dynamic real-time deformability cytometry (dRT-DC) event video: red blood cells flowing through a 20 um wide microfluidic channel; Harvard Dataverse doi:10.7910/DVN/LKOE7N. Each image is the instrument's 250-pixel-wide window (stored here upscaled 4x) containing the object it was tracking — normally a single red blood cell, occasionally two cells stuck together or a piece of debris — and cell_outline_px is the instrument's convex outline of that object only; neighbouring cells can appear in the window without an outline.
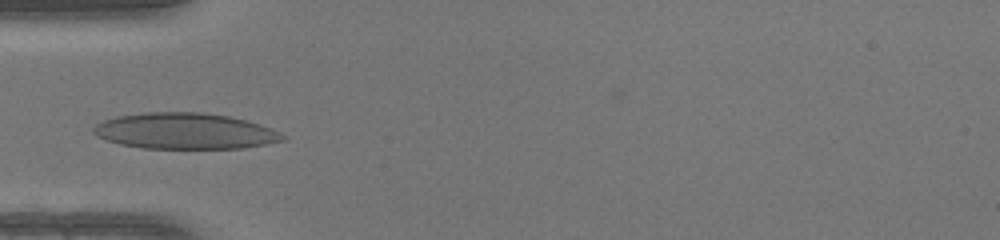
{"species": "human", "species_latin": "Homo sapiens", "temperature_condition": "warm", "stored_images_in_passage": 47, "camera_frame_rate_fps": 3000, "um_per_image_px": 0.085, "donor": {"sex": "female"}, "frame": {"image": 1, "passage_image": 15, "time_ms": 4.667, "image_size_px": [1000, 240], "cell_outline_px": [[288, 140], [244, 148], [144, 148], [120, 144], [96, 136], [92, 132], [92, 128], [96, 124], [104, 120], [116, 116], [148, 112], [200, 112], [228, 116], [260, 124], [272, 128], [288, 136]], "centroid_in_image_um": [15.75, 11.14], "position_along_channel_um": 69.2, "area_um2": 39.82}}
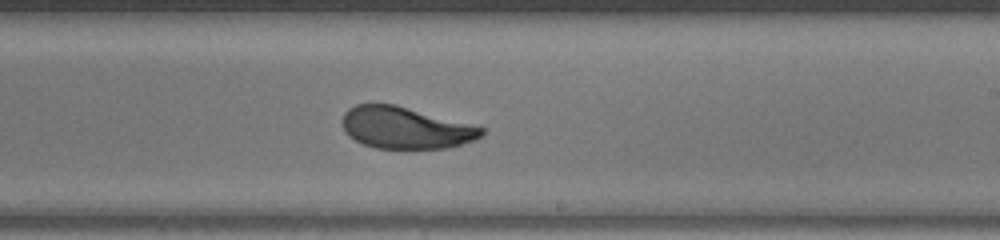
{"frame": {"image": 2, "passage_image": 28, "time_ms": 9.0, "image_size_px": [1000, 240], "cell_outline_px": [[484, 136], [476, 140], [448, 148], [376, 148], [364, 144], [348, 136], [344, 132], [340, 120], [344, 112], [348, 108], [356, 104], [396, 104], [484, 128]], "centroid_in_image_um": [34.43, 10.86], "position_along_channel_um": 254.6, "area_um2": 33.99}}
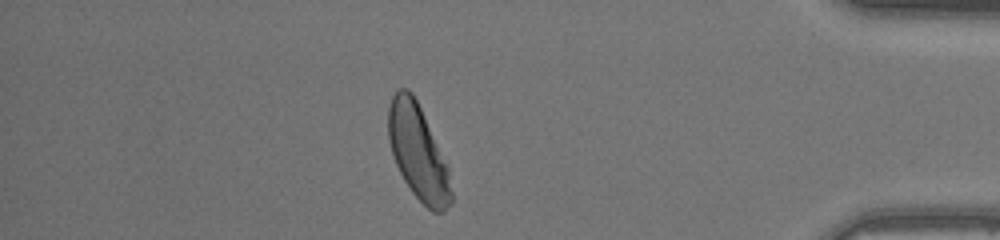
{"frame": {"image": 3, "passage_image": 41, "time_ms": 13.333, "image_size_px": [1000, 240], "cell_outline_px": [[452, 200], [444, 212], [432, 212], [412, 192], [404, 180], [396, 164], [388, 140], [388, 108], [392, 96], [400, 88], [408, 88], [412, 92], [420, 108], [448, 168], [452, 192]], "centroid_in_image_um": [35.52, 12.96], "position_along_channel_um": 399.7, "area_um2": 34.1}, "authors_computed_cell_mechanics": {"area_um2": 35.4892, "velocity_mm_per_s": 4.2848, "shape_relaxation_time_tau1_ms": 3.9734, "shape_relaxation_time_tau2_ms": 0.6579, "deformation_change_tau1": 0.1695, "deformation_change_tau2": 0.0566}}